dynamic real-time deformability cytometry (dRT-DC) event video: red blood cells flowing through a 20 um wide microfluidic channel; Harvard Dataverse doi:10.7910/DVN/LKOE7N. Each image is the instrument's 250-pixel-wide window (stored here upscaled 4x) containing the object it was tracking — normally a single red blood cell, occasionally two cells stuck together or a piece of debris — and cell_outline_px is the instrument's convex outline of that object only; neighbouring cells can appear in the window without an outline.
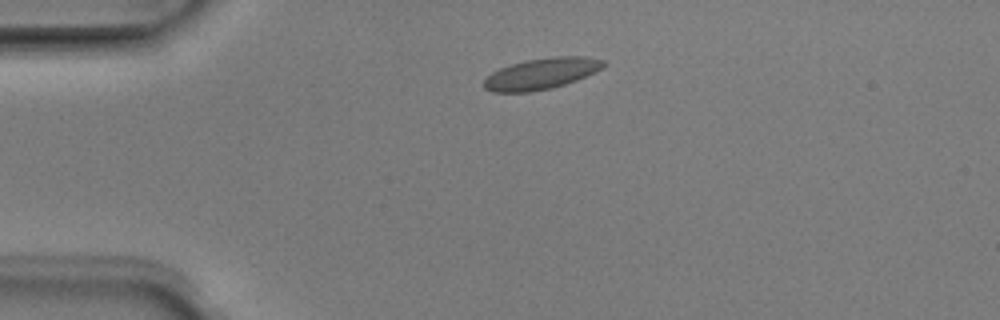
{"species": "Egyptian fruit bat (a non-hibernating species)", "species_latin": "Rousettus aegyptiacus", "temperature_condition": "room temperature", "stored_images_in_passage": 3, "camera_frame_rate_fps": 3000, "um_per_image_px": 0.085, "animal": {"sex": "male"}, "frame": {"image": 1, "passage_image": 1, "time_ms": 0.0, "image_size_px": [1000, 320], "cell_outline_px": [[604, 64], [596, 72], [576, 80], [552, 88], [528, 92], [492, 92], [484, 88], [484, 80], [492, 72], [500, 68], [524, 60], [552, 56], [584, 56], [604, 60]], "centroid_in_image_um": [46.0, 6.25], "position_along_channel_um": 39.0, "area_um2": 21.62}}
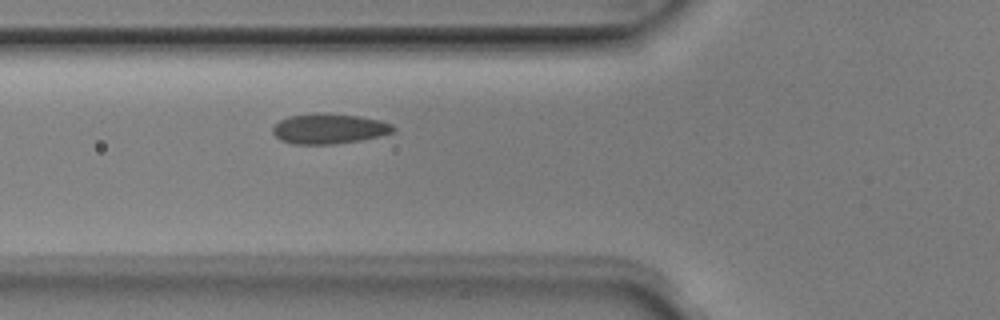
{"frame": {"image": 2, "passage_image": 3, "time_ms": 0.667, "image_size_px": [1000, 320], "cell_outline_px": [[396, 128], [392, 132], [380, 136], [360, 140], [332, 144], [292, 144], [280, 140], [272, 132], [272, 128], [280, 120], [288, 116], [360, 116], [380, 120], [392, 124]], "centroid_in_image_um": [27.99, 10.99], "position_along_channel_um": 97.8, "area_um2": 20.23}}